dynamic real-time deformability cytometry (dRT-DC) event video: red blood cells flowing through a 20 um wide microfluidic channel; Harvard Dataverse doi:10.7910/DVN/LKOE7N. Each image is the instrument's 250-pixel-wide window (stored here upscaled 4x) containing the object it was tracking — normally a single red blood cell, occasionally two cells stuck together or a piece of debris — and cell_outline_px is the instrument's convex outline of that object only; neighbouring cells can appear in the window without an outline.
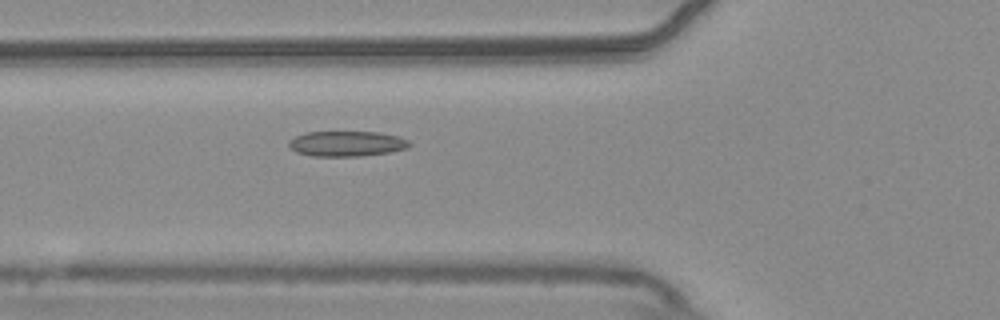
{"species": "common noctule bat (a hibernating species)", "species_latin": "Nyctalus noctula", "temperature_condition": "warm", "stored_images_in_passage": 56, "camera_frame_rate_fps": 3000, "um_per_image_px": 0.085, "animal": {"sex": "male", "body_mass_g": 20.4}, "frame": {"image": 1, "passage_image": 21, "time_ms": 6.667, "image_size_px": [1000, 320], "cell_outline_px": [[412, 144], [408, 148], [388, 152], [360, 156], [312, 156], [296, 152], [288, 144], [288, 140], [304, 132], [376, 132], [396, 136], [408, 140]], "centroid_in_image_um": [29.45, 12.21], "position_along_channel_um": 96.4, "area_um2": 17.69}}
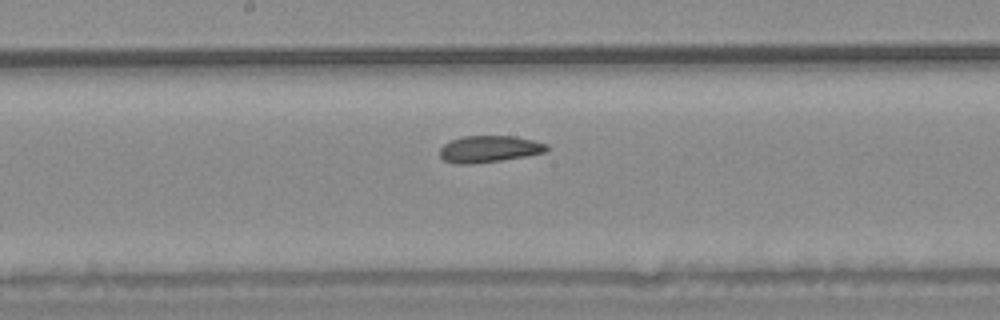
{"frame": {"image": 2, "passage_image": 30, "time_ms": 9.667, "image_size_px": [1000, 320], "cell_outline_px": [[548, 148], [544, 152], [524, 156], [500, 160], [472, 164], [452, 164], [444, 160], [440, 156], [440, 148], [444, 144], [452, 140], [464, 136], [516, 136], [548, 144]], "centroid_in_image_um": [41.55, 12.67], "position_along_channel_um": 206.7, "area_um2": 16.53}}
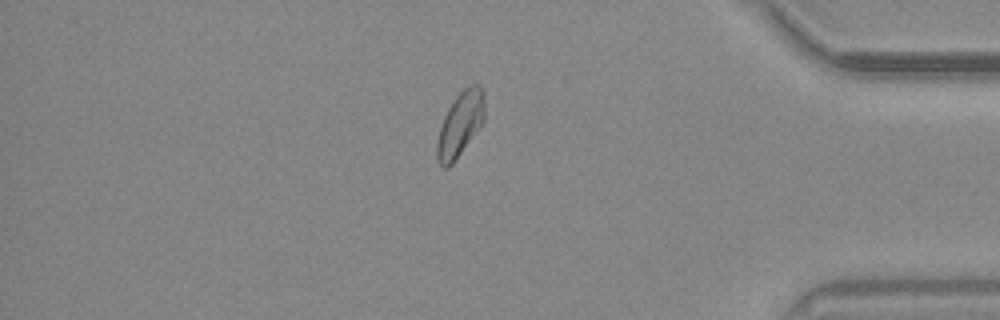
{"frame": {"image": 3, "passage_image": 48, "time_ms": 15.667, "image_size_px": [1000, 320], "cell_outline_px": [[484, 120], [452, 164], [448, 168], [444, 168], [436, 160], [436, 144], [440, 128], [444, 116], [448, 108], [456, 96], [464, 88], [472, 84], [480, 84], [484, 92]], "centroid_in_image_um": [39.1, 10.54], "position_along_channel_um": 396.1, "area_um2": 17.69}, "authors_computed_cell_mechanics": {"area_um2": 17.7157, "velocity_mm_per_s": 3.659, "shape_relaxation_time_tau1_ms": 8.9833, "shape_relaxation_time_tau2_ms": 2.2601, "deformation_change_tau1": 0.1319, "deformation_change_tau2": 0.0595}}